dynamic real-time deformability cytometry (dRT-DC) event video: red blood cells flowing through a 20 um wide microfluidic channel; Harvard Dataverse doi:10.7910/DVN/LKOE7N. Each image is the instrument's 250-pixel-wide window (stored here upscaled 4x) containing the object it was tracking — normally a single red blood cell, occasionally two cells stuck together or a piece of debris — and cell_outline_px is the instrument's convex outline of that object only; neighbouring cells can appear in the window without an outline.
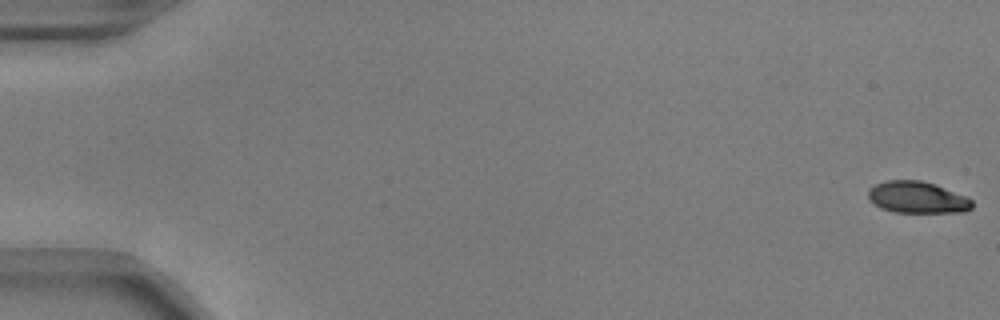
{"species": "common noctule bat (a hibernating species)", "species_latin": "Nyctalus noctula", "temperature_condition": "warm", "stored_images_in_passage": 55, "camera_frame_rate_fps": 3000, "um_per_image_px": 0.085, "animal": {"sex": "male", "body_mass_g": 17.9, "forearm_length_mm": 54.2}, "frame": {"image": 1, "passage_image": 1, "time_ms": 0.0, "image_size_px": [1000, 320], "cell_outline_px": [[972, 208], [964, 212], [896, 212], [880, 208], [868, 196], [868, 188], [884, 180], [920, 180], [936, 184], [964, 196], [972, 200]], "centroid_in_image_um": [77.96, 16.77], "position_along_channel_um": 7.0, "area_um2": 19.07}}
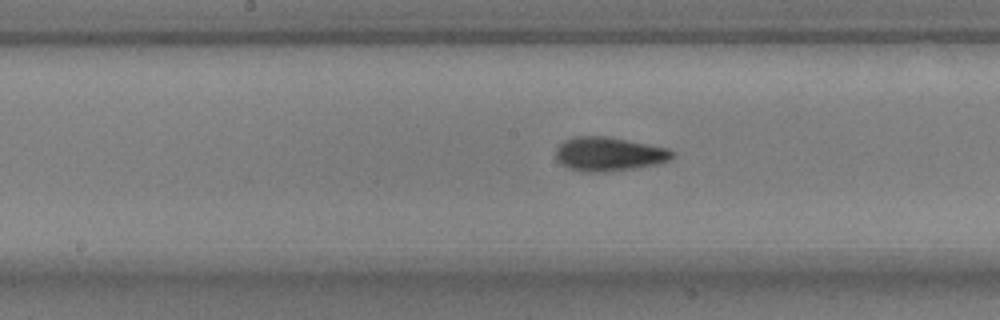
{"frame": {"image": 2, "passage_image": 29, "time_ms": 9.333, "image_size_px": [1000, 320], "cell_outline_px": [[676, 152], [668, 160], [656, 164], [632, 168], [600, 172], [580, 172], [568, 168], [560, 164], [556, 160], [556, 148], [564, 140], [572, 136], [608, 136], [668, 148]], "centroid_in_image_um": [51.7, 13.08], "position_along_channel_um": 196.5, "area_um2": 23.12}}
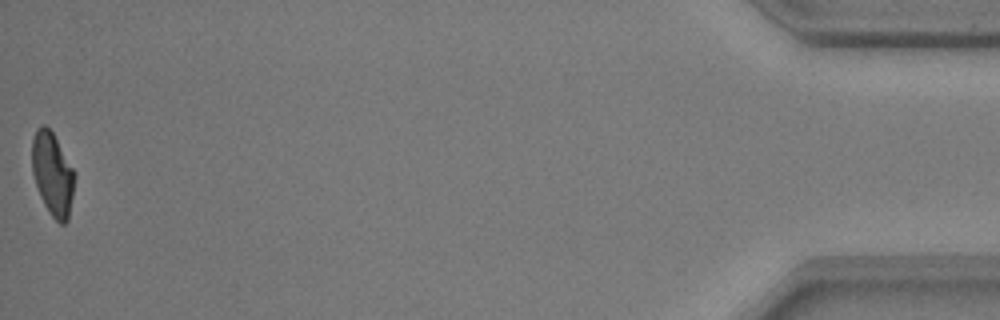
{"frame": {"image": 3, "passage_image": 55, "time_ms": 18.0, "image_size_px": [1000, 320], "cell_outline_px": [[76, 176], [68, 220], [64, 224], [60, 224], [48, 212], [40, 196], [32, 172], [32, 140], [36, 128], [40, 124], [44, 124], [52, 132], [76, 172]], "centroid_in_image_um": [4.47, 14.78], "position_along_channel_um": 430.7, "area_um2": 20.81}, "authors_computed_cell_mechanics": {"area_um2": 21.6172, "velocity_mm_per_s": 3.7406, "shape_relaxation_time_tau1_ms": 3.2602, "shape_relaxation_time_tau2_ms": 1.1334, "deformation_change_tau1": 0.1653, "deformation_change_tau2": 0.0623}}